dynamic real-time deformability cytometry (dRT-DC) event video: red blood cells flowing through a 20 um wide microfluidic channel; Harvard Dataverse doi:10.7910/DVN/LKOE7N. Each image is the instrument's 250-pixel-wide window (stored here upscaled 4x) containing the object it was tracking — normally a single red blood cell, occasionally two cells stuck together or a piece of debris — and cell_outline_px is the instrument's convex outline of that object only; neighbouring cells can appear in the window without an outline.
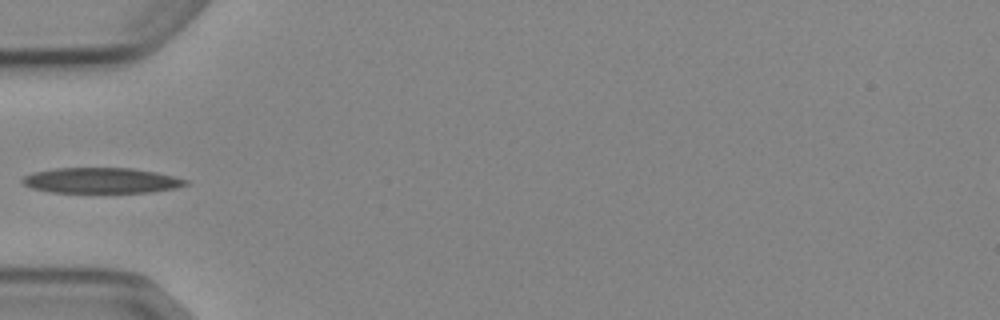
{"species": "Egyptian fruit bat (a non-hibernating species)", "species_latin": "Rousettus aegyptiacus", "temperature_condition": "cold", "stored_images_in_passage": 5, "camera_frame_rate_fps": 3000, "um_per_image_px": 0.085, "animal": {"sex": "female"}, "frame": {"image": 1, "passage_image": 4, "time_ms": 3.667, "image_size_px": [1000, 320], "cell_outline_px": [[192, 184], [176, 188], [152, 192], [52, 192], [32, 188], [24, 184], [20, 180], [24, 176], [32, 172], [56, 168], [132, 168], [156, 172], [188, 180]], "centroid_in_image_um": [8.64, 15.34], "position_along_channel_um": 76.4, "area_um2": 24.28}}
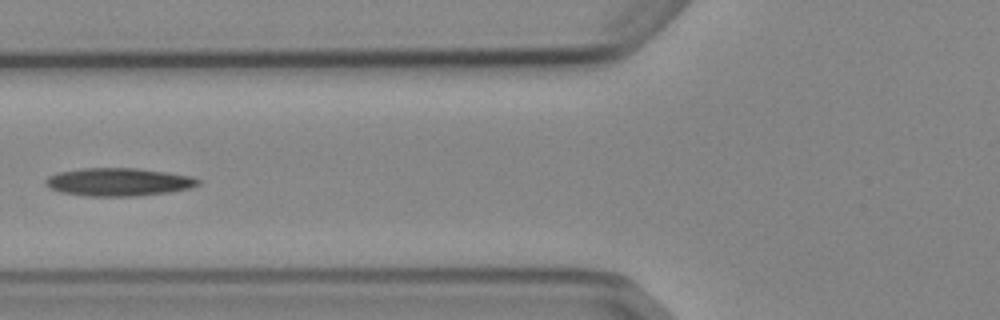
{"frame": {"image": 2, "passage_image": 5, "time_ms": 4.667, "image_size_px": [1000, 320], "cell_outline_px": [[200, 184], [188, 188], [168, 192], [132, 196], [88, 196], [60, 192], [48, 188], [44, 184], [44, 180], [48, 176], [56, 172], [84, 168], [136, 168], [192, 176], [200, 180]], "centroid_in_image_um": [10.0, 15.46], "position_along_channel_um": 115.8, "area_um2": 24.85}}